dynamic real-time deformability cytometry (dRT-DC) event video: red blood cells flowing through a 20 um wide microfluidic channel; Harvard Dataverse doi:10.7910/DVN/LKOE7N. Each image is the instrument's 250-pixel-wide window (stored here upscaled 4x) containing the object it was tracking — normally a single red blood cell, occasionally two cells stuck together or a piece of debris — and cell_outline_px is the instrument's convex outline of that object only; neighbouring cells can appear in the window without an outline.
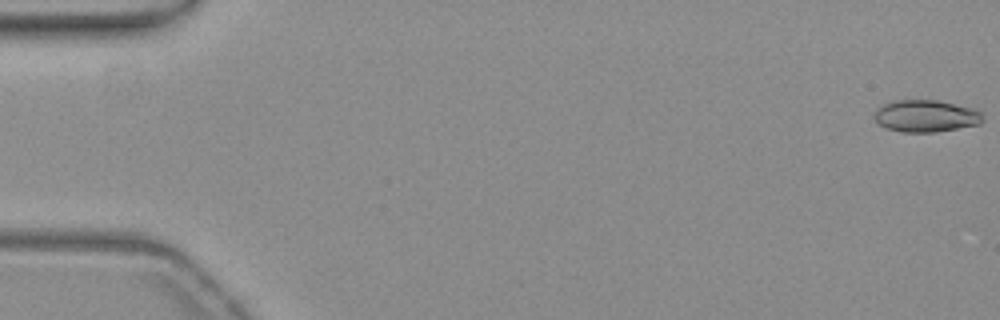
{"species": "common noctule bat (a hibernating species)", "species_latin": "Nyctalus noctula", "temperature_condition": "warm", "stored_images_in_passage": 56, "segment_of_instrument_passage": [1, 2], "camera_frame_rate_fps": 3000, "um_per_image_px": 0.085, "animal": {"sex": "female", "body_mass_g": 19.3, "forearm_length_mm": 54.1}, "frame": {"image": 1, "passage_image": 1, "time_ms": 0.0, "image_size_px": [1000, 320], "cell_outline_px": [[984, 120], [980, 124], [936, 132], [900, 132], [888, 128], [880, 124], [872, 116], [876, 108], [892, 100], [936, 100], [976, 108], [984, 116]], "centroid_in_image_um": [78.71, 9.85], "position_along_channel_um": 6.3, "area_um2": 20.46}}
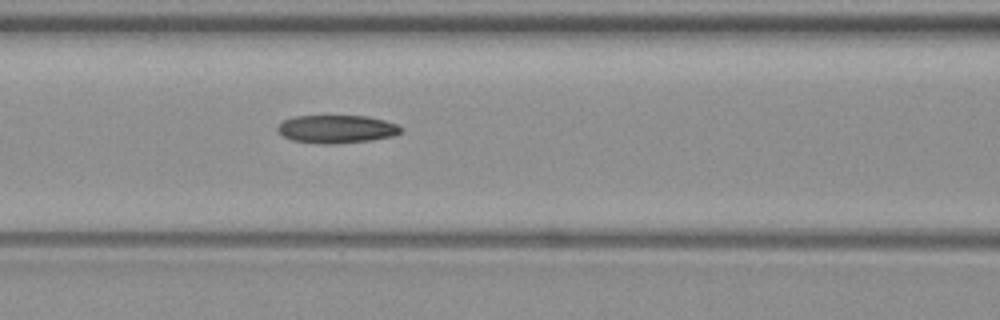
{"frame": {"image": 2, "passage_image": 24, "time_ms": 7.667, "image_size_px": [1000, 320], "cell_outline_px": [[404, 132], [392, 136], [372, 140], [332, 144], [324, 144], [292, 140], [284, 136], [276, 128], [284, 120], [292, 116], [368, 116], [384, 120], [396, 124], [404, 128]], "centroid_in_image_um": [28.66, 10.97], "position_along_channel_um": 137.9, "area_um2": 20.17}}
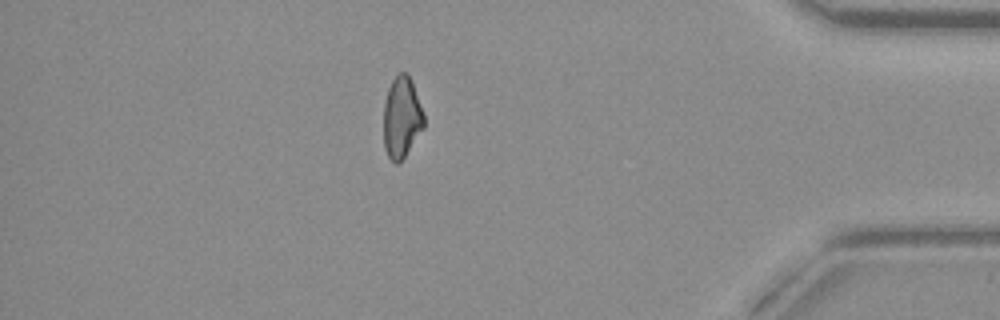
{"frame": {"image": 3, "passage_image": 48, "time_ms": 15.667, "image_size_px": [1000, 320], "cell_outline_px": [[424, 128], [404, 156], [396, 164], [388, 156], [384, 148], [384, 104], [388, 88], [392, 80], [400, 72], [404, 72], [408, 76], [412, 84], [424, 116]], "centroid_in_image_um": [34.12, 10.0], "position_along_channel_um": 401.1, "area_um2": 18.61}}